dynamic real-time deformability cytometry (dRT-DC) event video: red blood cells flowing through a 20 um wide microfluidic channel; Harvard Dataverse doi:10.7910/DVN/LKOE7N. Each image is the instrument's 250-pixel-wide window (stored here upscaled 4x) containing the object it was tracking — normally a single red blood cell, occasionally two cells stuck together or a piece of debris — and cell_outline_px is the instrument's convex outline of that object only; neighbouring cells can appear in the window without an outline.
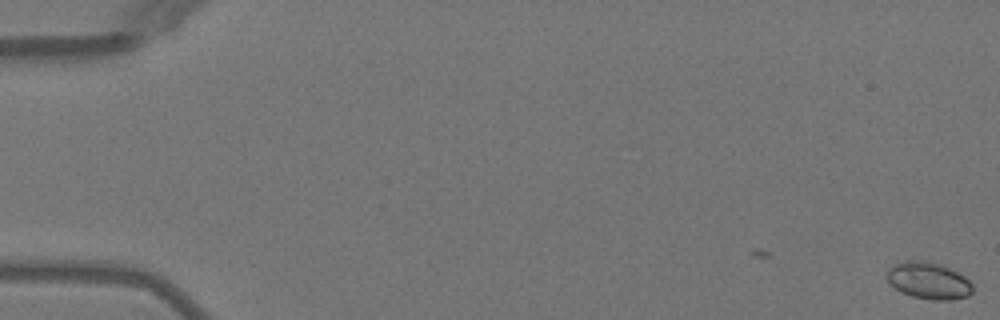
{"species": "Egyptian fruit bat (a non-hibernating species)", "species_latin": "Rousettus aegyptiacus", "temperature_condition": "warm", "stored_images_in_passage": 49, "camera_frame_rate_fps": 3000, "um_per_image_px": 0.085, "animal": {"sex": "female"}, "frame": {"image": 1, "passage_image": 1, "time_ms": 0.0, "image_size_px": [1000, 320], "cell_outline_px": [[972, 292], [968, 296], [952, 300], [932, 300], [912, 296], [900, 292], [888, 280], [888, 268], [892, 264], [908, 260], [924, 260], [940, 264], [964, 276], [972, 284]], "centroid_in_image_um": [78.93, 23.85], "position_along_channel_um": 6.1, "area_um2": 18.32}}
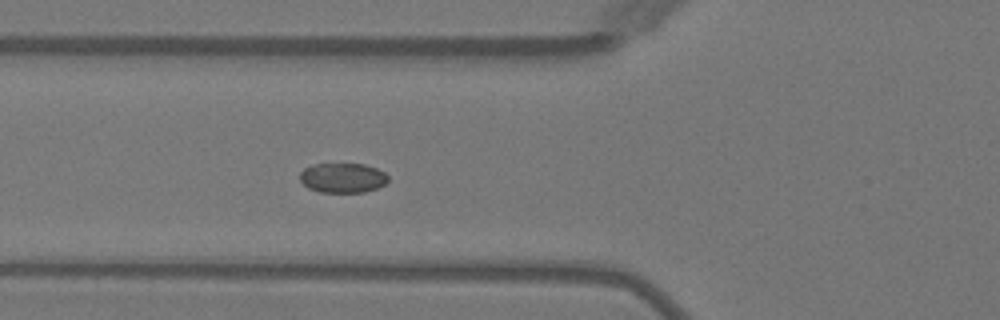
{"frame": {"image": 2, "passage_image": 20, "time_ms": 6.333, "image_size_px": [1000, 320], "cell_outline_px": [[388, 180], [384, 184], [376, 188], [364, 192], [320, 192], [308, 188], [300, 180], [300, 172], [304, 168], [316, 164], [364, 164], [376, 168], [384, 172], [388, 176]], "centroid_in_image_um": [29.12, 15.12], "position_along_channel_um": 96.7, "area_um2": 15.2}}
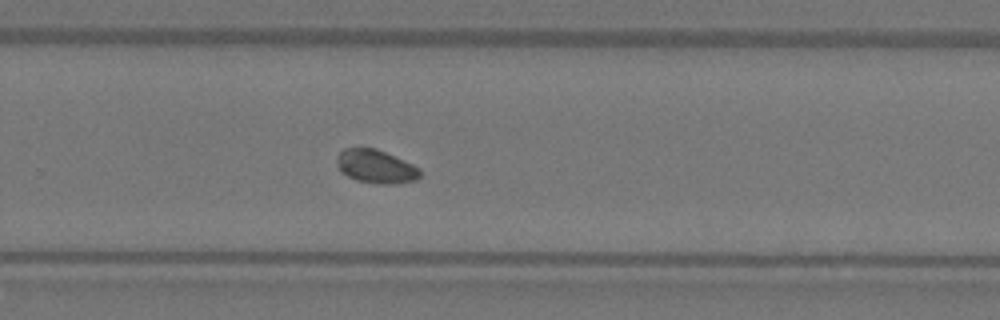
{"frame": {"image": 3, "passage_image": 35, "time_ms": 11.333, "image_size_px": [1000, 320], "cell_outline_px": [[420, 176], [416, 180], [392, 184], [376, 184], [356, 180], [340, 172], [336, 160], [336, 156], [344, 148], [376, 148], [412, 164], [420, 168]], "centroid_in_image_um": [31.92, 14.16], "position_along_channel_um": 297.9, "area_um2": 16.24}, "authors_computed_cell_mechanics": {"area_um2": 16.2418, "velocity_mm_per_s": 4.0285, "shape_relaxation_time_tau1_ms": 1.4498, "shape_relaxation_time_tau2_ms": null, "deformation_change_tau1": 0.0401, "deformation_change_tau2": null}}